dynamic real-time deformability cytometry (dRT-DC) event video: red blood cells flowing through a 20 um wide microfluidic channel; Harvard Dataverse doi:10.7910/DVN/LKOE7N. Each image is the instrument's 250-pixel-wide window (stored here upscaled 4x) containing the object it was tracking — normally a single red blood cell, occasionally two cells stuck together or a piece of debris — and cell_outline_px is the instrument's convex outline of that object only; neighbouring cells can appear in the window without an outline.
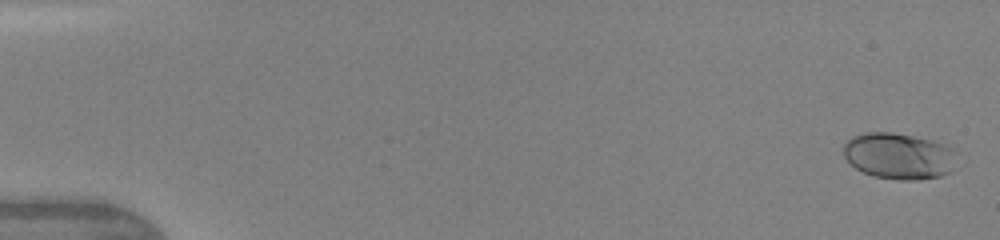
{"species": "human", "species_latin": "Homo sapiens", "temperature_condition": "warm", "stored_images_in_passage": 6, "camera_frame_rate_fps": 3000, "um_per_image_px": 0.085, "donor": {"sex": "female"}, "frame": {"image": 1, "passage_image": 1, "time_ms": 0.0, "image_size_px": [1000, 240], "cell_outline_px": [[964, 164], [952, 172], [940, 176], [916, 180], [900, 180], [872, 176], [856, 168], [844, 156], [844, 144], [852, 136], [864, 132], [892, 132], [932, 140], [944, 144], [952, 148], [956, 152]], "centroid_in_image_um": [76.53, 13.27], "position_along_channel_um": 8.5, "area_um2": 31.33}}
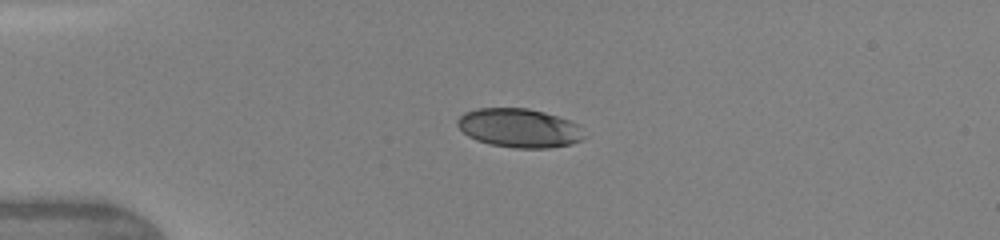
{"frame": {"image": 2, "passage_image": 5, "time_ms": 3.667, "image_size_px": [1000, 240], "cell_outline_px": [[588, 136], [572, 144], [548, 148], [516, 148], [492, 144], [476, 140], [468, 136], [456, 124], [456, 120], [464, 112], [476, 108], [528, 108], [544, 112], [568, 120], [576, 124]], "centroid_in_image_um": [44.13, 10.88], "position_along_channel_um": 40.9, "area_um2": 28.73}}